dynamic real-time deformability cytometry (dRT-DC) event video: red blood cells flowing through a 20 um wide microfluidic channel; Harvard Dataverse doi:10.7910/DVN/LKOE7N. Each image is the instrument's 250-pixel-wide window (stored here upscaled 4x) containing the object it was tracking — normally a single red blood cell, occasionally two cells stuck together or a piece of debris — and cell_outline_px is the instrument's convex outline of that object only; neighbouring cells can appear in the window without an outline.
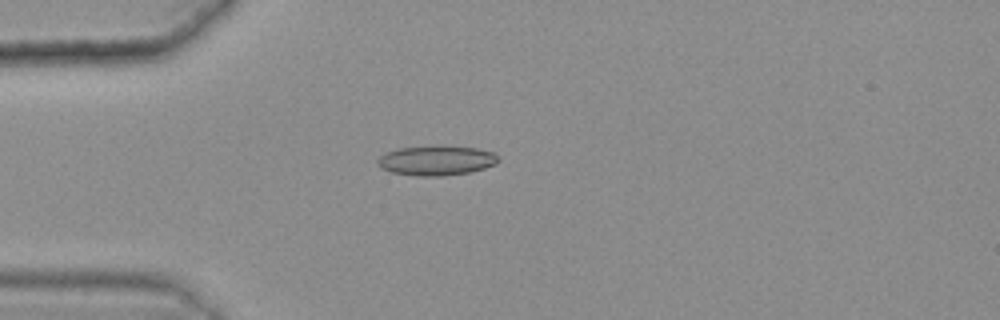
{"species": "common noctule bat (a hibernating species)", "species_latin": "Nyctalus noctula", "temperature_condition": "warm", "stored_images_in_passage": 50, "camera_frame_rate_fps": 3000, "um_per_image_px": 0.085, "animal": {"sex": "female", "body_mass_g": 25.1}, "frame": {"image": 1, "passage_image": 16, "time_ms": 5.0, "image_size_px": [1000, 320], "cell_outline_px": [[500, 160], [496, 164], [484, 168], [468, 172], [440, 176], [416, 176], [392, 172], [380, 168], [376, 164], [376, 160], [380, 156], [388, 152], [400, 148], [440, 144], [476, 148], [496, 152]], "centroid_in_image_um": [37.11, 13.62], "position_along_channel_um": 47.9, "area_um2": 21.33}}
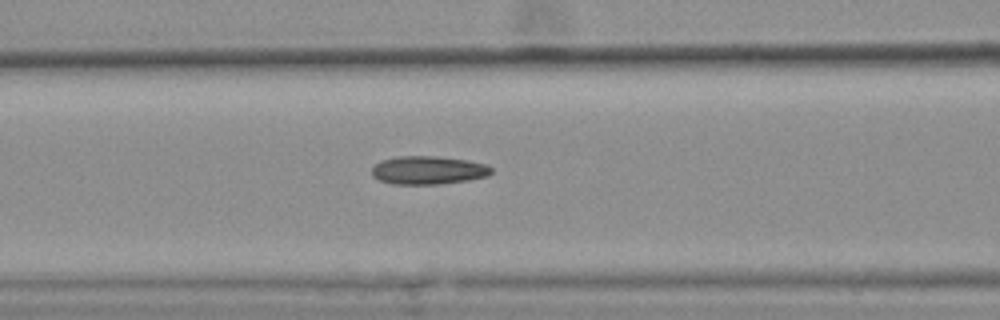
{"frame": {"image": 2, "passage_image": 24, "time_ms": 7.667, "image_size_px": [1000, 320], "cell_outline_px": [[492, 172], [488, 176], [468, 180], [440, 184], [392, 184], [380, 180], [372, 176], [372, 168], [380, 160], [396, 156], [436, 156], [468, 160], [488, 164], [492, 168]], "centroid_in_image_um": [36.41, 14.46], "position_along_channel_um": 130.2, "area_um2": 19.88}}
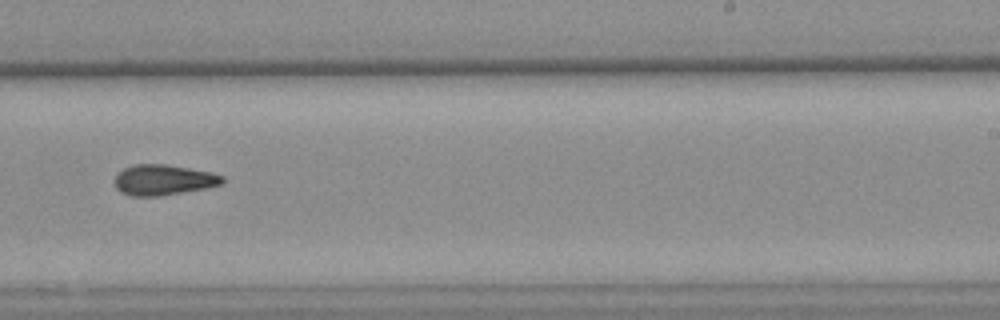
{"frame": {"image": 3, "passage_image": 36, "time_ms": 11.667, "image_size_px": [1000, 320], "cell_outline_px": [[224, 184], [208, 188], [160, 196], [132, 196], [120, 192], [116, 188], [116, 176], [124, 168], [132, 164], [164, 164], [212, 172], [224, 176]], "centroid_in_image_um": [13.93, 15.3], "position_along_channel_um": 275.1, "area_um2": 19.25}, "authors_computed_cell_mechanics": {"area_um2": 19.4497, "velocity_mm_per_s": 3.629, "shape_relaxation_time_tau1_ms": null, "shape_relaxation_time_tau2_ms": 3.7339, "deformation_change_tau1": null, "deformation_change_tau2": 0.0995}}